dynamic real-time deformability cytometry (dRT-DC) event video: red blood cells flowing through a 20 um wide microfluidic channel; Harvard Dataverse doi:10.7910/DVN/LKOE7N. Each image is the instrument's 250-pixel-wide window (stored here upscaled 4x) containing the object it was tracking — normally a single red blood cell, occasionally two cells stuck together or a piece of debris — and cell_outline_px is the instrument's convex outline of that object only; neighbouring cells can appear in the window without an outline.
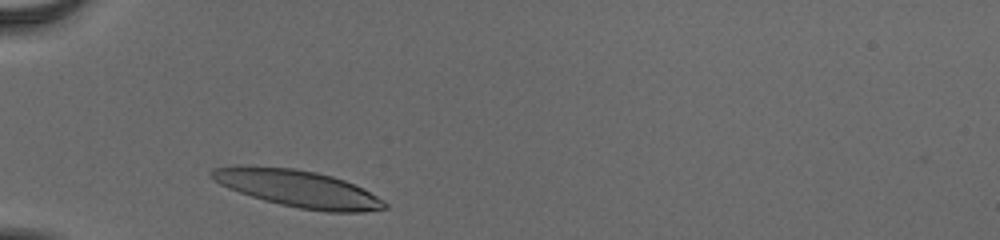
{"species": "human", "species_latin": "Homo sapiens", "temperature_condition": "cold", "stored_images_in_passage": 30, "camera_frame_rate_fps": 3000, "um_per_image_px": 0.085, "donor": {"sex": "male"}, "frame": {"image": 1, "passage_image": 2, "time_ms": 0.333, "image_size_px": [1000, 240], "cell_outline_px": [[388, 208], [360, 212], [328, 212], [300, 208], [280, 204], [264, 200], [228, 188], [212, 180], [208, 176], [208, 172], [212, 168], [236, 164], [292, 168], [316, 172], [332, 176], [344, 180], [364, 188], [384, 200], [388, 204]], "centroid_in_image_um": [25.28, 16.01], "position_along_channel_um": 59.7, "area_um2": 37.63}}
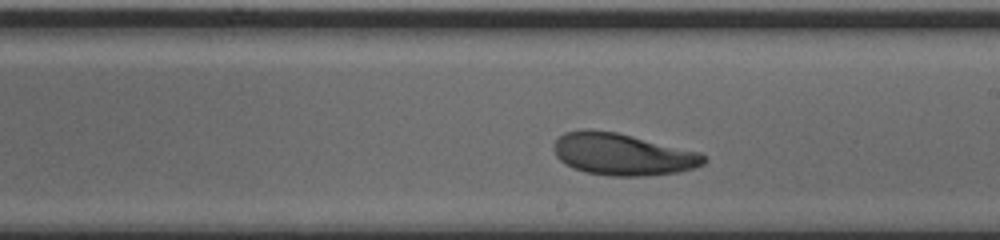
{"frame": {"image": 2, "passage_image": 17, "time_ms": 5.333, "image_size_px": [1000, 240], "cell_outline_px": [[708, 160], [704, 164], [696, 168], [676, 172], [644, 176], [608, 176], [584, 172], [572, 168], [564, 164], [556, 156], [552, 148], [552, 144], [564, 132], [584, 128], [588, 128], [616, 132], [700, 152]], "centroid_in_image_um": [52.87, 13.11], "position_along_channel_um": 236.1, "area_um2": 37.05}}
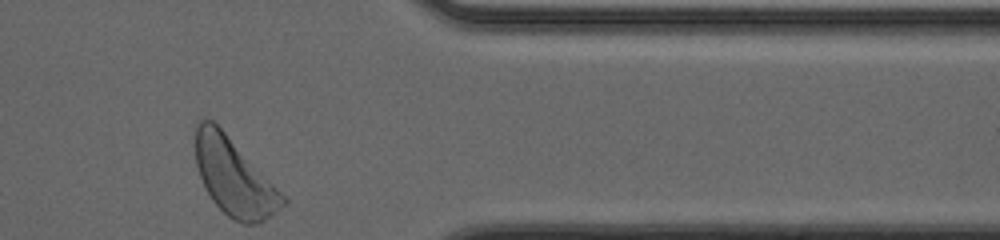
{"frame": {"image": 3, "passage_image": 30, "time_ms": 9.667, "image_size_px": [1000, 240], "cell_outline_px": [[288, 200], [284, 204], [260, 224], [244, 224], [228, 216], [212, 200], [200, 176], [196, 164], [192, 140], [196, 124], [200, 120], [212, 120], [224, 132]], "centroid_in_image_um": [19.83, 15.04], "position_along_channel_um": 391.6, "area_um2": 38.49}, "authors_computed_cell_mechanics": {"area_um2": 36.6452, "velocity_mm_per_s": 3.8105, "shape_relaxation_time_tau1_ms": 2.8179, "shape_relaxation_time_tau2_ms": 7.8102, "deformation_change_tau1": 0.1582, "deformation_change_tau2": 0.1897}}